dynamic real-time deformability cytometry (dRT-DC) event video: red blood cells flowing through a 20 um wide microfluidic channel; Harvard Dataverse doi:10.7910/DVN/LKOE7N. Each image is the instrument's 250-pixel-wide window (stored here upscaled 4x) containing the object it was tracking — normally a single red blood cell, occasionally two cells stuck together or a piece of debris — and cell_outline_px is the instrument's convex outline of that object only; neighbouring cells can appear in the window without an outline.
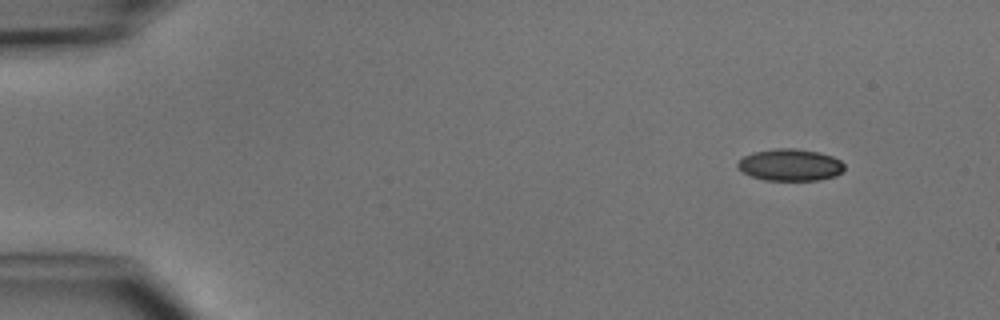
{"species": "common noctule bat (a hibernating species)", "species_latin": "Nyctalus noctula", "temperature_condition": "cold", "stored_images_in_passage": 3, "camera_frame_rate_fps": 3000, "um_per_image_px": 0.085, "animal": {"sex": "male", "body_mass_g": 15.6}, "frame": {"image": 1, "passage_image": 1, "time_ms": 0.0, "image_size_px": [1000, 320], "cell_outline_px": [[844, 168], [836, 176], [820, 180], [764, 180], [752, 176], [744, 172], [736, 164], [744, 156], [752, 152], [776, 148], [796, 148], [820, 152], [832, 156], [840, 160], [844, 164]], "centroid_in_image_um": [67.19, 14.01], "position_along_channel_um": 17.8, "area_um2": 19.83}}